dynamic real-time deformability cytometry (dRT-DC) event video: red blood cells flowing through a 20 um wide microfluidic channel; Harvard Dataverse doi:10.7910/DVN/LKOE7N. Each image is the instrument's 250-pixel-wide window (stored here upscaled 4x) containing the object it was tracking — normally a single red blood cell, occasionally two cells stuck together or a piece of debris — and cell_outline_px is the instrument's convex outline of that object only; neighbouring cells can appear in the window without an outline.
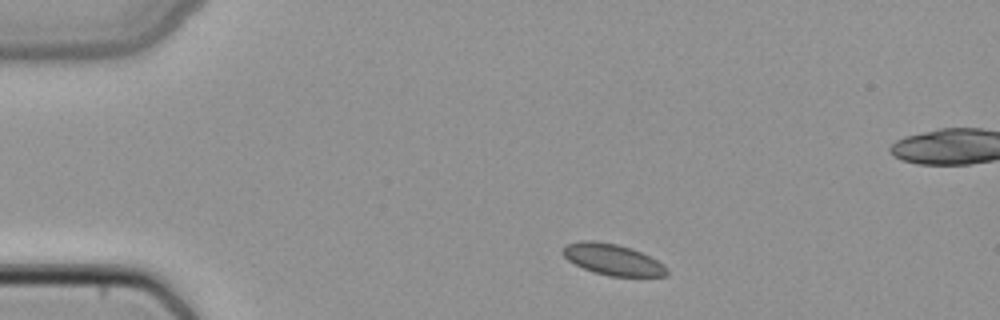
{"species": "common noctule bat (a hibernating species)", "species_latin": "Nyctalus noctula", "temperature_condition": "cold", "stored_images_in_passage": 3, "segment_of_instrument_passage": [2, 2], "camera_frame_rate_fps": 3000, "um_per_image_px": 0.085, "animal": {"sex": "female", "body_mass_g": 22.7, "forearm_length_mm": 54.2}, "frame": {"image": 1, "passage_image": 3, "time_ms": 0.667, "image_size_px": [1000, 320], "cell_outline_px": [[668, 276], [608, 276], [584, 268], [568, 260], [560, 252], [568, 244], [580, 240], [596, 240], [616, 244], [632, 248], [664, 264], [668, 268]], "centroid_in_image_um": [52.09, 22.05], "position_along_channel_um": 32.9, "area_um2": 18.79}}